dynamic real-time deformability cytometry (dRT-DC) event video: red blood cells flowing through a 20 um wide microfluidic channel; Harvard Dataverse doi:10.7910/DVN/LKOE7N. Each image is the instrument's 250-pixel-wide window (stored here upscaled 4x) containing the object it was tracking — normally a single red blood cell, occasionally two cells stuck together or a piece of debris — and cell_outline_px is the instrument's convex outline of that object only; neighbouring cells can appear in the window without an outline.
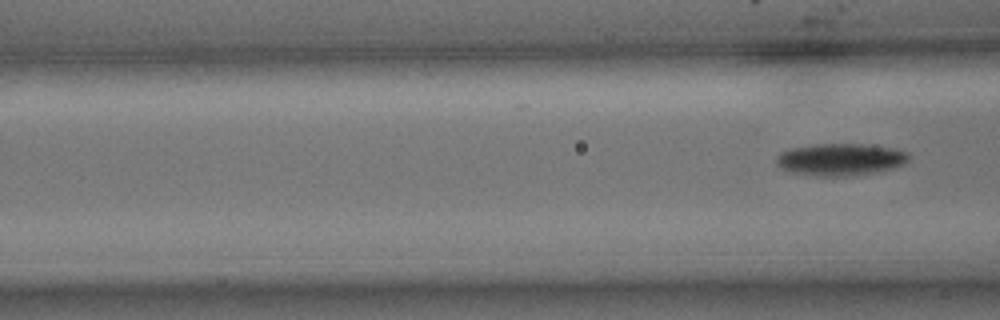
{"species": "common noctule bat (a hibernating species)", "species_latin": "Nyctalus noctula", "temperature_condition": "cold", "stored_images_in_passage": 3, "segment_of_instrument_passage": [2, 2], "camera_frame_rate_fps": 3000, "um_per_image_px": 0.085, "animal": {"sex": "male", "body_mass_g": 15.6}, "frame": {"image": 1, "passage_image": 3, "time_ms": 0.667, "image_size_px": [1000, 320], "cell_outline_px": [[908, 160], [904, 164], [892, 168], [856, 176], [816, 176], [788, 172], [780, 168], [776, 164], [776, 156], [780, 152], [788, 148], [816, 144], [868, 144], [892, 148], [908, 152]], "centroid_in_image_um": [71.38, 13.56], "position_along_channel_um": 95.2, "area_um2": 25.09}}